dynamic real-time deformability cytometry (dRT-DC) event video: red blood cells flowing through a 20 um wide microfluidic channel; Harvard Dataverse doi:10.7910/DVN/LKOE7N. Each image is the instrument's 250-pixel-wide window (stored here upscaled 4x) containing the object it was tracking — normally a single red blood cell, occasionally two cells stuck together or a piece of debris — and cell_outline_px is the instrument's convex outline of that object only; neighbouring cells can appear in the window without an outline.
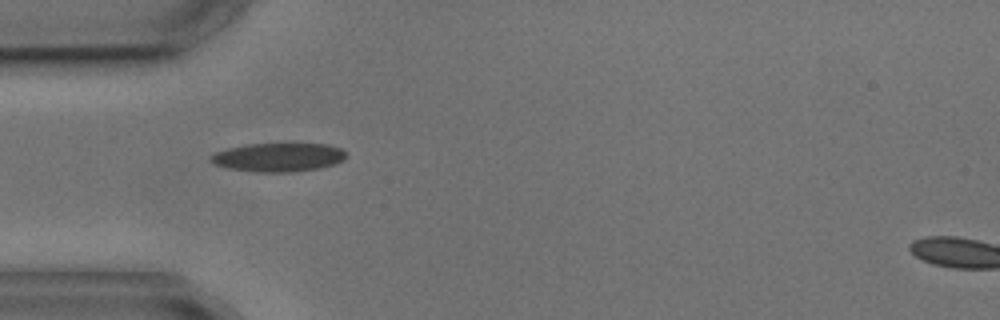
{"species": "common noctule bat (a hibernating species)", "species_latin": "Nyctalus noctula", "temperature_condition": "cold", "stored_images_in_passage": 6, "camera_frame_rate_fps": 3000, "um_per_image_px": 0.085, "animal": {"sex": "male", "body_mass_g": 17.9, "forearm_length_mm": 54.2}, "frame": {"image": 1, "passage_image": 1, "time_ms": 0.0, "image_size_px": [1000, 320], "cell_outline_px": [[344, 160], [320, 168], [292, 172], [256, 172], [228, 168], [216, 164], [208, 160], [216, 152], [228, 148], [244, 144], [288, 140], [328, 144], [340, 148], [344, 152]], "centroid_in_image_um": [23.68, 13.3], "position_along_channel_um": 61.3, "area_um2": 23.64}}
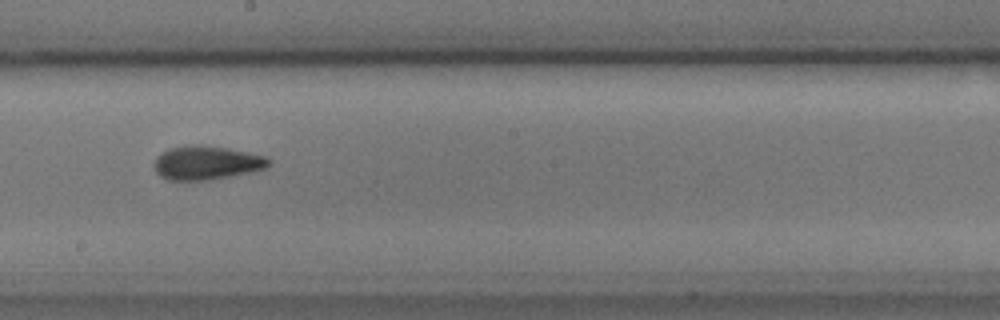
{"frame": {"image": 2, "passage_image": 5, "time_ms": 4.667, "image_size_px": [1000, 320], "cell_outline_px": [[272, 164], [264, 168], [252, 172], [208, 180], [168, 180], [160, 176], [156, 172], [156, 156], [168, 148], [228, 148], [264, 156], [272, 160]], "centroid_in_image_um": [17.61, 13.89], "position_along_channel_um": 230.6, "area_um2": 21.62}}
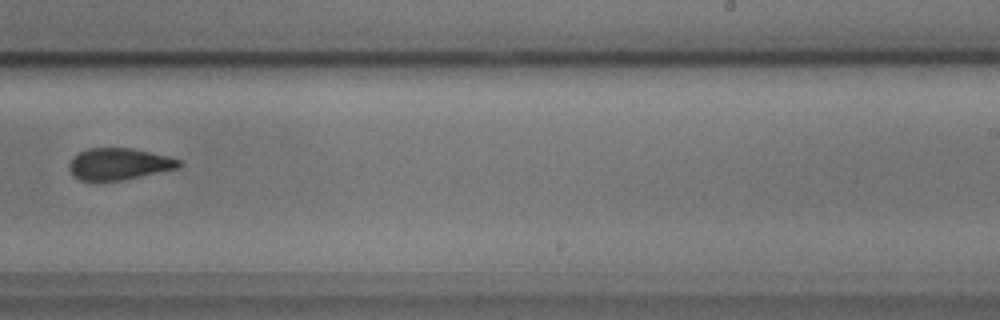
{"frame": {"image": 3, "passage_image": 6, "time_ms": 6.0, "image_size_px": [1000, 320], "cell_outline_px": [[184, 164], [180, 168], [120, 180], [80, 180], [68, 168], [68, 164], [72, 156], [88, 148], [132, 148], [168, 156], [180, 160]], "centroid_in_image_um": [10.13, 13.92], "position_along_channel_um": 278.9, "area_um2": 20.17}}